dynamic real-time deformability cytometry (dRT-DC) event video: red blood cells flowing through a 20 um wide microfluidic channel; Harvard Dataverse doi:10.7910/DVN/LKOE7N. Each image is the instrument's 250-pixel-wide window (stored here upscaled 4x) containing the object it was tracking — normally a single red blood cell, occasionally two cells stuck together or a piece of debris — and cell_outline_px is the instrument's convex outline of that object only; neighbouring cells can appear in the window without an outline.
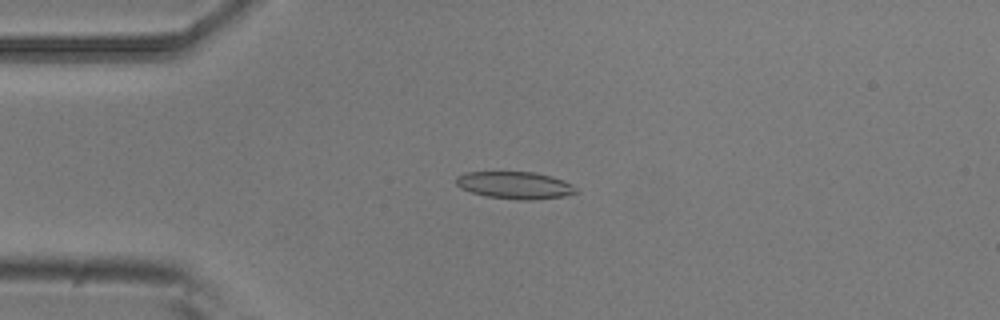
{"species": "common noctule bat (a hibernating species)", "species_latin": "Nyctalus noctula", "temperature_condition": "room temperature", "stored_images_in_passage": 6, "camera_frame_rate_fps": 3000, "um_per_image_px": 0.085, "animal": {"sex": "male", "body_mass_g": 20.5, "forearm_length_mm": 52.5}, "frame": {"image": 1, "passage_image": 2, "time_ms": 0.333, "image_size_px": [1000, 320], "cell_outline_px": [[580, 192], [564, 196], [532, 200], [516, 200], [484, 196], [460, 188], [456, 184], [456, 176], [464, 172], [536, 172], [552, 176], [564, 180], [572, 184]], "centroid_in_image_um": [43.78, 15.74], "position_along_channel_um": 41.2, "area_um2": 19.31}}
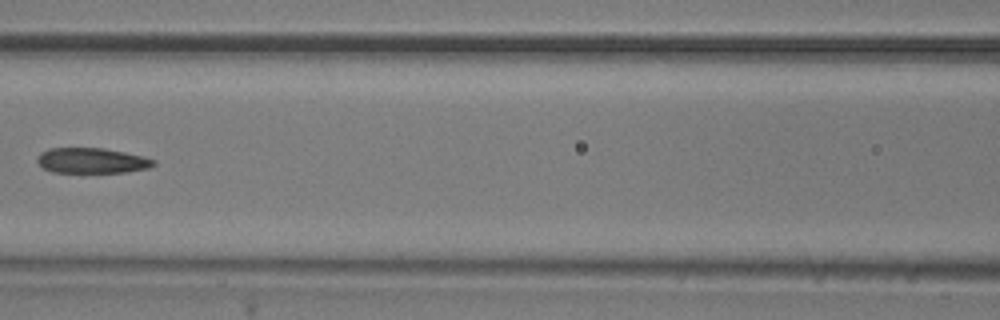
{"frame": {"image": 2, "passage_image": 5, "time_ms": 1.333, "image_size_px": [1000, 320], "cell_outline_px": [[156, 164], [148, 168], [128, 172], [52, 172], [44, 168], [36, 160], [36, 156], [40, 152], [48, 148], [104, 148], [124, 152], [156, 160]], "centroid_in_image_um": [7.78, 13.65], "position_along_channel_um": 158.8, "area_um2": 17.17}}
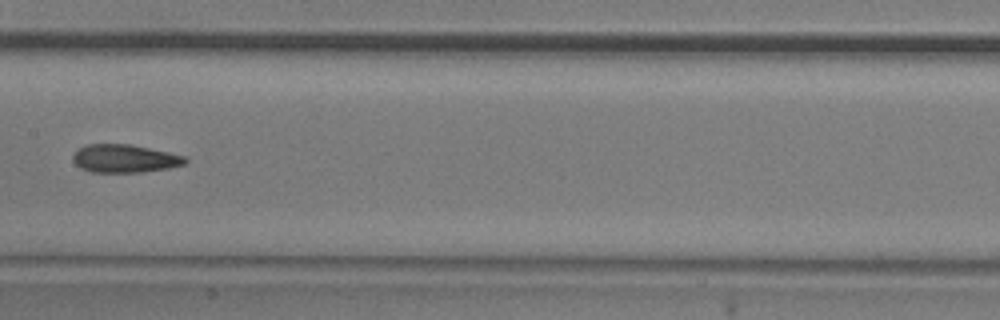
{"frame": {"image": 3, "passage_image": 6, "time_ms": 1.667, "image_size_px": [1000, 320], "cell_outline_px": [[188, 160], [184, 164], [168, 168], [144, 172], [92, 172], [80, 168], [72, 160], [72, 156], [80, 148], [88, 144], [132, 144], [168, 152], [184, 156]], "centroid_in_image_um": [10.59, 13.47], "position_along_channel_um": 196.8, "area_um2": 18.32}}